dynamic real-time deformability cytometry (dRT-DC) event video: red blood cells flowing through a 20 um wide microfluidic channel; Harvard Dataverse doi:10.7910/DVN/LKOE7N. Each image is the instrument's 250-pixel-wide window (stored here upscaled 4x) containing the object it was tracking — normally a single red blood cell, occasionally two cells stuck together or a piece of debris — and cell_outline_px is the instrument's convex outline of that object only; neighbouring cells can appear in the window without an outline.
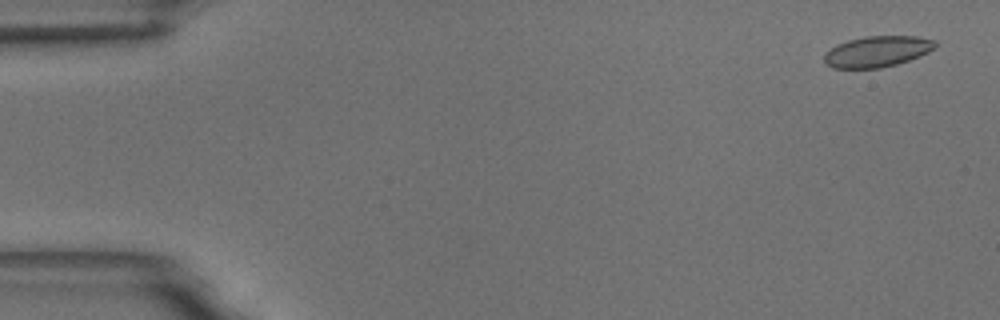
{"species": "common noctule bat (a hibernating species)", "species_latin": "Nyctalus noctula", "temperature_condition": "room temperature", "stored_images_in_passage": 56, "camera_frame_rate_fps": 3000, "um_per_image_px": 0.085, "animal": {"sex": "male", "body_mass_g": 18.8}, "frame": {"image": 1, "passage_image": 3, "time_ms": 0.667, "image_size_px": [1000, 320], "cell_outline_px": [[940, 44], [936, 48], [920, 56], [896, 64], [880, 68], [832, 68], [824, 64], [824, 52], [836, 44], [848, 40], [864, 36], [916, 36], [936, 40]], "centroid_in_image_um": [74.56, 4.37], "position_along_channel_um": 10.4, "area_um2": 20.35}}
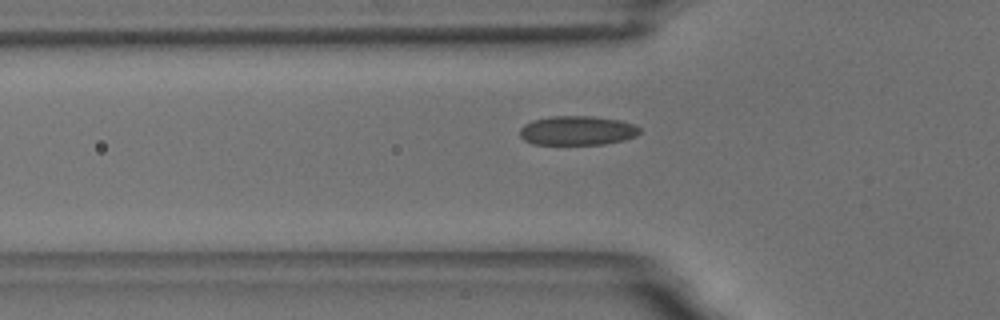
{"frame": {"image": 2, "passage_image": 19, "time_ms": 6.0, "image_size_px": [1000, 320], "cell_outline_px": [[640, 132], [636, 136], [624, 140], [604, 144], [532, 144], [524, 140], [520, 136], [520, 128], [524, 124], [532, 120], [552, 116], [592, 116], [620, 120], [636, 124], [640, 128]], "centroid_in_image_um": [49.08, 11.09], "position_along_channel_um": 76.7, "area_um2": 20.58}}
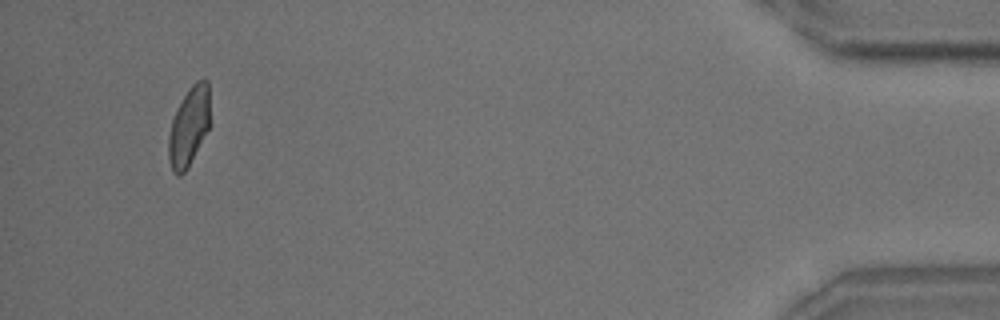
{"frame": {"image": 3, "passage_image": 53, "time_ms": 17.333, "image_size_px": [1000, 320], "cell_outline_px": [[208, 128], [188, 168], [180, 176], [176, 176], [172, 172], [168, 160], [168, 136], [172, 120], [188, 88], [196, 80], [208, 80]], "centroid_in_image_um": [16.02, 10.81], "position_along_channel_um": 419.2, "area_um2": 18.73}, "authors_computed_cell_mechanics": {"area_um2": 20.2011, "velocity_mm_per_s": 3.6597, "shape_relaxation_time_tau1_ms": 4.3463, "shape_relaxation_time_tau2_ms": 1.0303, "deformation_change_tau1": 0.1057, "deformation_change_tau2": 0.0616}}